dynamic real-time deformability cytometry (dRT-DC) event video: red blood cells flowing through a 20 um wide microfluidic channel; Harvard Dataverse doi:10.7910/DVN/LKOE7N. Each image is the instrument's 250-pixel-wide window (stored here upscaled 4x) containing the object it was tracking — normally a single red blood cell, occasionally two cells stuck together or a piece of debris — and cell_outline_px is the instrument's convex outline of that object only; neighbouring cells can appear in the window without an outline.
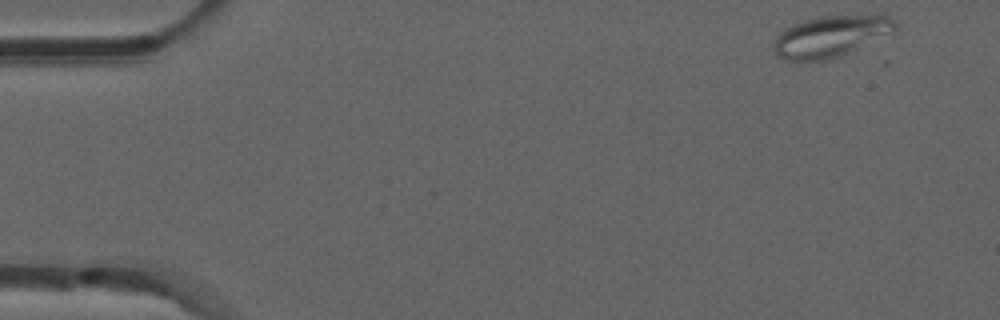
{"species": "common noctule bat (a hibernating species)", "species_latin": "Nyctalus noctula", "temperature_condition": "room temperature", "stored_images_in_passage": 2, "camera_frame_rate_fps": 3000, "um_per_image_px": 0.085, "animal": {"sex": "male", "forearm_length_mm": 52.5}, "frame": {"image": 1, "passage_image": 1, "time_ms": 0.0, "image_size_px": [1000, 320], "cell_outline_px": [[896, 28], [892, 32], [840, 56], [824, 60], [784, 60], [776, 56], [772, 48], [772, 44], [776, 36], [784, 28], [792, 24], [804, 20], [820, 16], [876, 12], [888, 16], [896, 24]], "centroid_in_image_um": [70.59, 3.04], "position_along_channel_um": 14.4, "area_um2": 29.77}}